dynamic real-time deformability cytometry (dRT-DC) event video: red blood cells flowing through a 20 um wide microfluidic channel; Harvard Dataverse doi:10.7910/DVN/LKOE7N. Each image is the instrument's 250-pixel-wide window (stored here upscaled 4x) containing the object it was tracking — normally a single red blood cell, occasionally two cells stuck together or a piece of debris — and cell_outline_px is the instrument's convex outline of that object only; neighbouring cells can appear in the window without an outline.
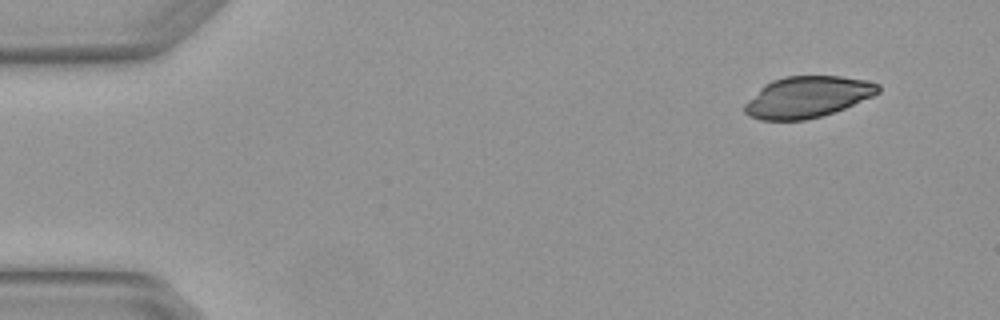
{"species": "Egyptian fruit bat (a non-hibernating species)", "species_latin": "Rousettus aegyptiacus", "temperature_condition": "warm", "stored_images_in_passage": 5, "camera_frame_rate_fps": 3000, "um_per_image_px": 0.085, "animal": {"sex": "female"}, "frame": {"image": 1, "passage_image": 1, "time_ms": 0.0, "image_size_px": [1000, 320], "cell_outline_px": [[880, 92], [872, 96], [844, 108], [820, 116], [804, 120], [760, 120], [748, 116], [744, 112], [744, 104], [764, 84], [772, 80], [784, 76], [840, 76], [864, 80], [880, 84]], "centroid_in_image_um": [68.6, 8.24], "position_along_channel_um": 16.4, "area_um2": 31.96}}